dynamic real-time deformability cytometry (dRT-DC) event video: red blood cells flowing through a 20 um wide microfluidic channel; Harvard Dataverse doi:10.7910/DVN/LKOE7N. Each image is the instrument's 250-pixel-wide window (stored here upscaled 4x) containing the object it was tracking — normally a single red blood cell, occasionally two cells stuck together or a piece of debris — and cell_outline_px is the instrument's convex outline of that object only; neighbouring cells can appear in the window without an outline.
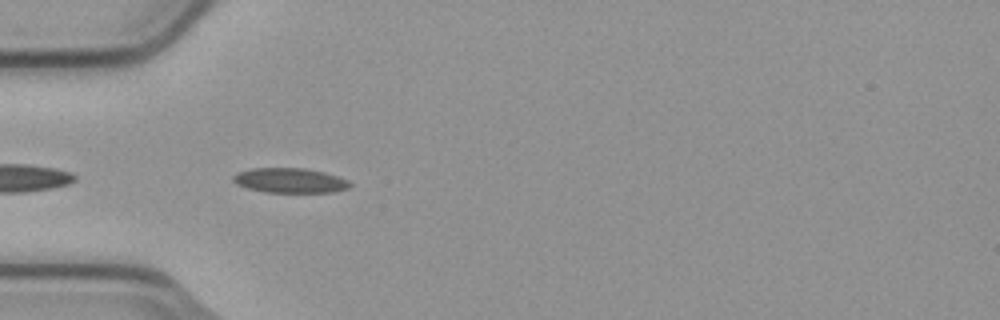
{"species": "common noctule bat (a hibernating species)", "species_latin": "Nyctalus noctula", "temperature_condition": "cold", "stored_images_in_passage": 9, "camera_frame_rate_fps": 3000, "um_per_image_px": 0.085, "animal": {"sex": "male", "body_mass_g": 23.1, "forearm_length_mm": 52.7}, "frame": {"image": 1, "passage_image": 3, "time_ms": 0.667, "image_size_px": [1000, 320], "cell_outline_px": [[352, 184], [348, 188], [332, 192], [264, 192], [248, 188], [236, 184], [232, 180], [232, 176], [240, 172], [252, 168], [304, 168], [324, 172], [348, 180]], "centroid_in_image_um": [24.64, 15.34], "position_along_channel_um": 60.4, "area_um2": 16.76}}
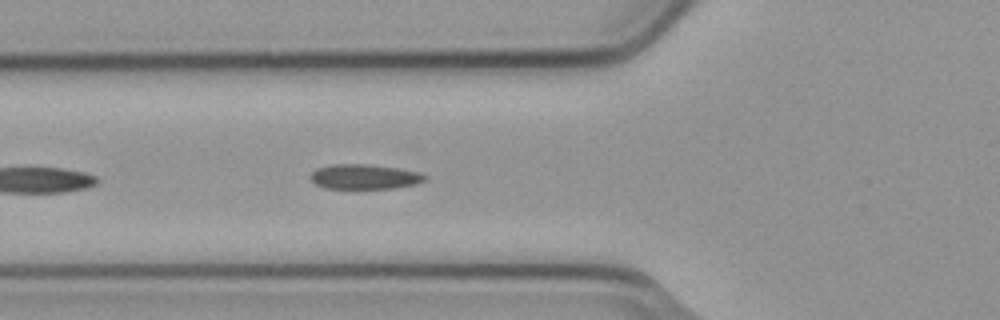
{"frame": {"image": 2, "passage_image": 6, "time_ms": 1.667, "image_size_px": [1000, 320], "cell_outline_px": [[428, 180], [416, 184], [396, 188], [324, 188], [316, 184], [312, 180], [312, 172], [316, 168], [332, 164], [364, 164], [396, 168], [416, 172], [428, 176]], "centroid_in_image_um": [31.0, 15.02], "position_along_channel_um": 94.8, "area_um2": 16.42}}